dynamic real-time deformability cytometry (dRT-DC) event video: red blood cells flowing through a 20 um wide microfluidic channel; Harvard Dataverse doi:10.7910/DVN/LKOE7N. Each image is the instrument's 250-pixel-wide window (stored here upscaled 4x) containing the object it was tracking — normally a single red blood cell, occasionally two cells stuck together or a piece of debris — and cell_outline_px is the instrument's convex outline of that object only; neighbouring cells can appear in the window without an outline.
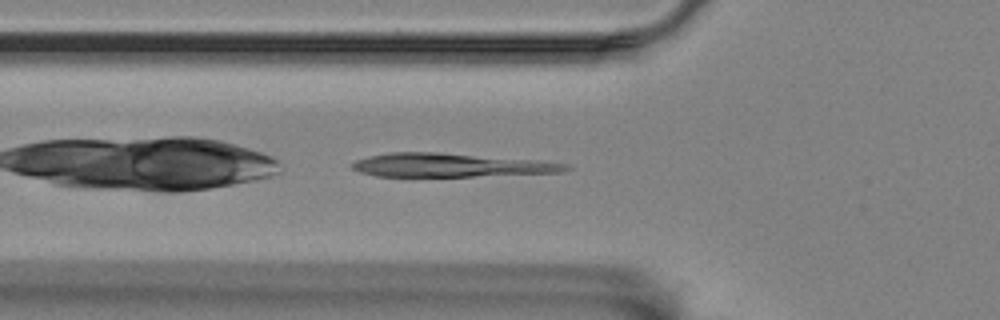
{"species": "Egyptian fruit bat (a non-hibernating species)", "species_latin": "Rousettus aegyptiacus", "temperature_condition": "room temperature", "stored_images_in_passage": 7, "segment_of_instrument_passage": [2, 2], "camera_frame_rate_fps": 3000, "um_per_image_px": 0.085, "animal": {"sex": "female"}, "frame": {"image": 1, "passage_image": 7, "time_ms": 8.333, "image_size_px": [1000, 320], "cell_outline_px": [[572, 168], [564, 172], [472, 176], [376, 176], [360, 172], [352, 168], [352, 164], [356, 160], [388, 152], [440, 152], [536, 160], [568, 164]], "centroid_in_image_um": [38.33, 14.03], "position_along_channel_um": 87.5, "area_um2": 29.19}}